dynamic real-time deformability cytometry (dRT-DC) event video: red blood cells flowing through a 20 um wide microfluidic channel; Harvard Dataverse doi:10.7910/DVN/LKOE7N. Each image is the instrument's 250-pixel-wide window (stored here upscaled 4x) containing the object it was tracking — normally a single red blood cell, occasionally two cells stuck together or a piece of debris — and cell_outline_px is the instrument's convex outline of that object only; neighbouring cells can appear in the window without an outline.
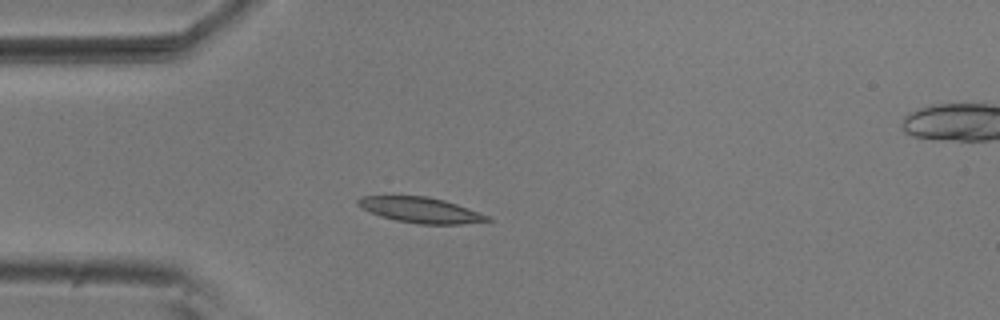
{"species": "common noctule bat (a hibernating species)", "species_latin": "Nyctalus noctula", "temperature_condition": "room temperature", "stored_images_in_passage": 4, "camera_frame_rate_fps": 3000, "um_per_image_px": 0.085, "animal": {"sex": "male", "body_mass_g": 20.5, "forearm_length_mm": 52.5}, "frame": {"image": 1, "passage_image": 3, "time_ms": 0.667, "image_size_px": [1000, 320], "cell_outline_px": [[492, 220], [460, 224], [420, 224], [396, 220], [380, 216], [360, 208], [356, 204], [356, 200], [360, 196], [428, 196], [444, 200], [480, 212], [488, 216]], "centroid_in_image_um": [35.7, 17.84], "position_along_channel_um": 49.3, "area_um2": 19.19}}